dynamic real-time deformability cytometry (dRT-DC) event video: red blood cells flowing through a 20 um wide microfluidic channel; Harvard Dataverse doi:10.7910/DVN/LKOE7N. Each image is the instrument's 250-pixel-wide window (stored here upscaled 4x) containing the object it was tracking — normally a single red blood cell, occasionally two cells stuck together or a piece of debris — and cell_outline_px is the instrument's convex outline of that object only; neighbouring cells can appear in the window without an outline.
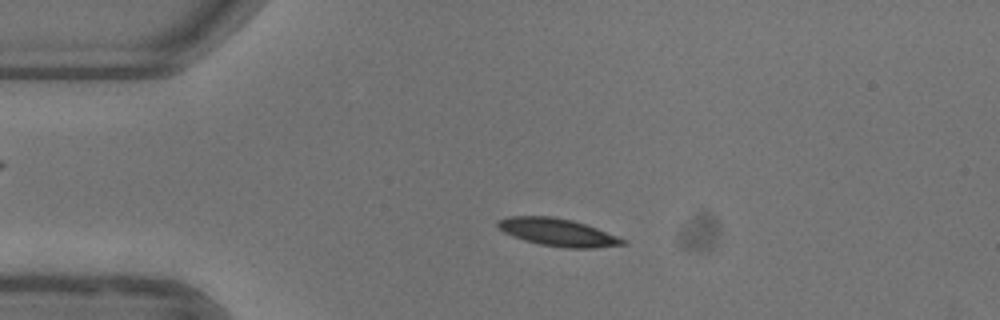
{"species": "common noctule bat (a hibernating species)", "species_latin": "Nyctalus noctula", "temperature_condition": "warm", "stored_images_in_passage": 52, "camera_frame_rate_fps": 3000, "um_per_image_px": 0.085, "animal": {"sex": "female"}, "frame": {"image": 1, "passage_image": 11, "time_ms": 3.333, "image_size_px": [1000, 320], "cell_outline_px": [[628, 244], [596, 248], [568, 248], [540, 244], [524, 240], [512, 236], [496, 228], [496, 220], [508, 216], [552, 216], [572, 220], [596, 228], [628, 240]], "centroid_in_image_um": [47.39, 19.74], "position_along_channel_um": 37.6, "area_um2": 20.23}}
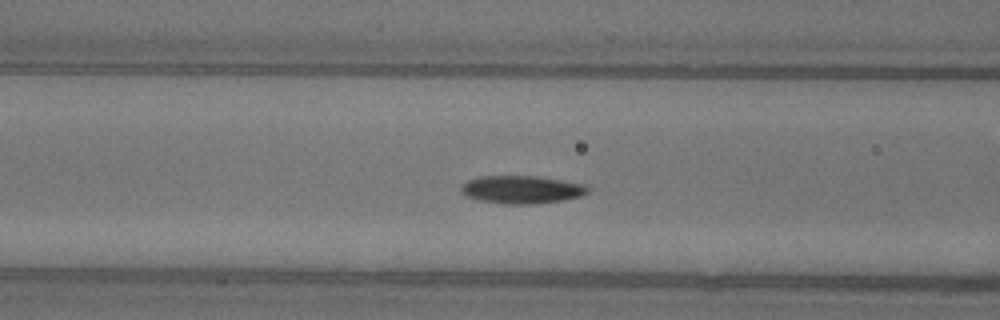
{"frame": {"image": 2, "passage_image": 20, "time_ms": 6.333, "image_size_px": [1000, 320], "cell_outline_px": [[588, 192], [580, 196], [564, 200], [532, 204], [504, 204], [480, 200], [468, 196], [460, 192], [460, 188], [468, 180], [480, 176], [536, 176], [588, 184]], "centroid_in_image_um": [44.37, 16.11], "position_along_channel_um": 122.2, "area_um2": 20.58}}
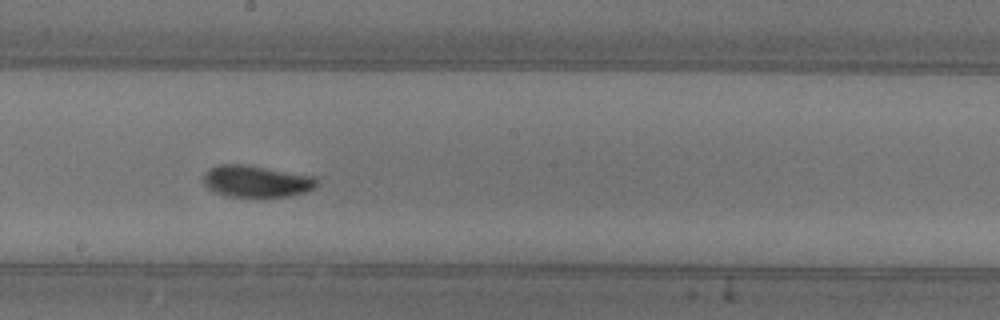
{"frame": {"image": 3, "passage_image": 28, "time_ms": 9.0, "image_size_px": [1000, 320], "cell_outline_px": [[320, 180], [316, 188], [308, 192], [288, 196], [228, 196], [216, 192], [208, 188], [204, 184], [204, 172], [208, 168], [220, 164], [244, 164], [316, 176]], "centroid_in_image_um": [21.85, 15.39], "position_along_channel_um": 226.4, "area_um2": 21.15}, "authors_computed_cell_mechanics": {"area_um2": 19.8543, "velocity_mm_per_s": 3.9052, "shape_relaxation_time_tau1_ms": 2.7352, "shape_relaxation_time_tau2_ms": 1.6785, "deformation_change_tau1": 0.141, "deformation_change_tau2": 0.0598}}